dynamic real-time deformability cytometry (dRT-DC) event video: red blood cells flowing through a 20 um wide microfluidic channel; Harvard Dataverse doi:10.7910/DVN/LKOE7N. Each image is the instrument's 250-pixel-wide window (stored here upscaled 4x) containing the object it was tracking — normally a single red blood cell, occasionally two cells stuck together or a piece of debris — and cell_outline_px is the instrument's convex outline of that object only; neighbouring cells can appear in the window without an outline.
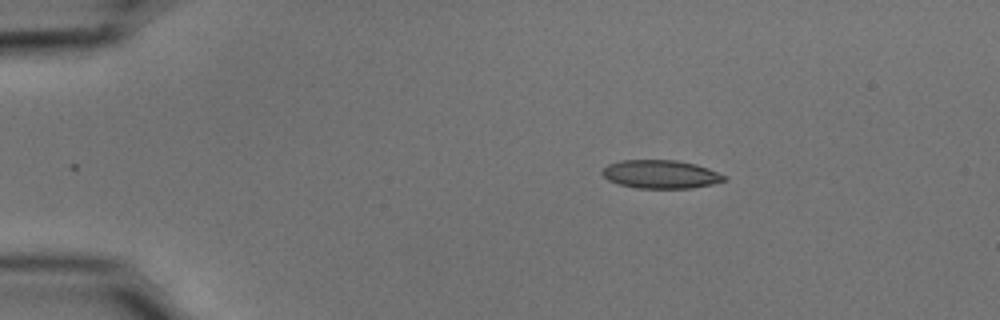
{"species": "common noctule bat (a hibernating species)", "species_latin": "Nyctalus noctula", "temperature_condition": "cold", "stored_images_in_passage": 45, "camera_frame_rate_fps": 3000, "um_per_image_px": 0.085, "animal": {"sex": "male", "body_mass_g": 15.6}, "frame": {"image": 1, "passage_image": 1, "time_ms": 0.0, "image_size_px": [1000, 320], "cell_outline_px": [[728, 180], [712, 184], [692, 188], [636, 188], [620, 184], [608, 180], [600, 172], [608, 164], [620, 160], [676, 160], [696, 164], [708, 168], [728, 176]], "centroid_in_image_um": [56.19, 14.81], "position_along_channel_um": 28.8, "area_um2": 20.29}}
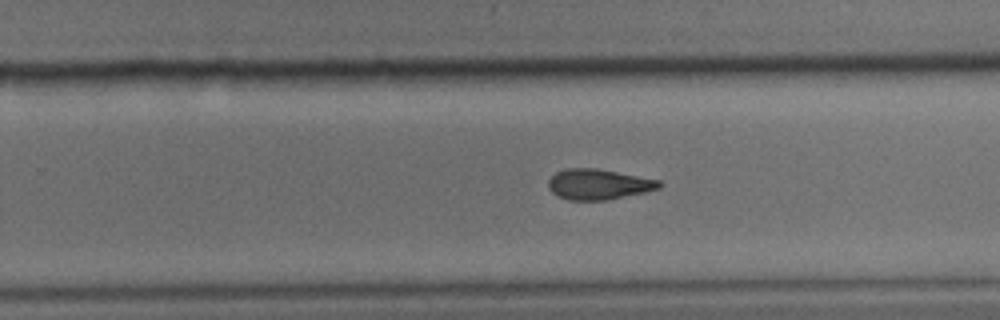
{"frame": {"image": 2, "passage_image": 26, "time_ms": 8.333, "image_size_px": [1000, 320], "cell_outline_px": [[664, 184], [660, 188], [644, 192], [604, 200], [568, 200], [556, 196], [548, 188], [548, 180], [556, 172], [564, 168], [596, 168], [660, 180]], "centroid_in_image_um": [50.84, 15.66], "position_along_channel_um": 279.0, "area_um2": 19.71}}
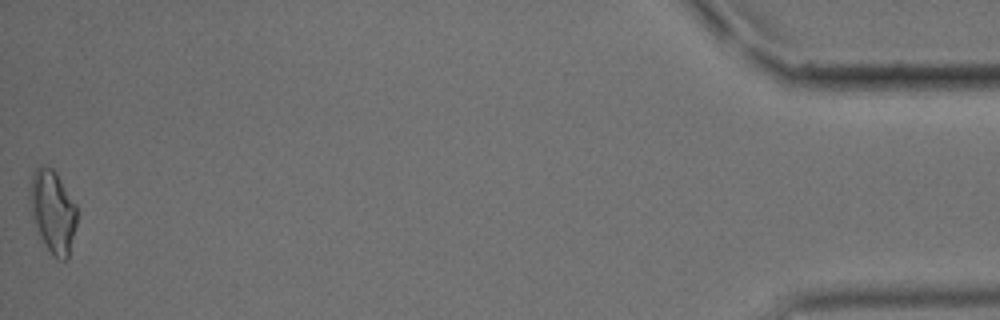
{"frame": {"image": 3, "passage_image": 45, "time_ms": 14.667, "image_size_px": [1000, 320], "cell_outline_px": [[76, 224], [68, 256], [64, 260], [60, 260], [52, 256], [40, 236], [32, 216], [28, 196], [28, 192], [32, 172], [40, 164], [52, 168], [56, 172], [76, 204]], "centroid_in_image_um": [4.46, 17.93], "position_along_channel_um": 430.7, "area_um2": 22.66}, "authors_computed_cell_mechanics": {"area_um2": 20.519, "velocity_mm_per_s": 3.7717, "shape_relaxation_time_tau1_ms": null, "shape_relaxation_time_tau2_ms": 5.9039, "deformation_change_tau1": null, "deformation_change_tau2": 0.1449}}